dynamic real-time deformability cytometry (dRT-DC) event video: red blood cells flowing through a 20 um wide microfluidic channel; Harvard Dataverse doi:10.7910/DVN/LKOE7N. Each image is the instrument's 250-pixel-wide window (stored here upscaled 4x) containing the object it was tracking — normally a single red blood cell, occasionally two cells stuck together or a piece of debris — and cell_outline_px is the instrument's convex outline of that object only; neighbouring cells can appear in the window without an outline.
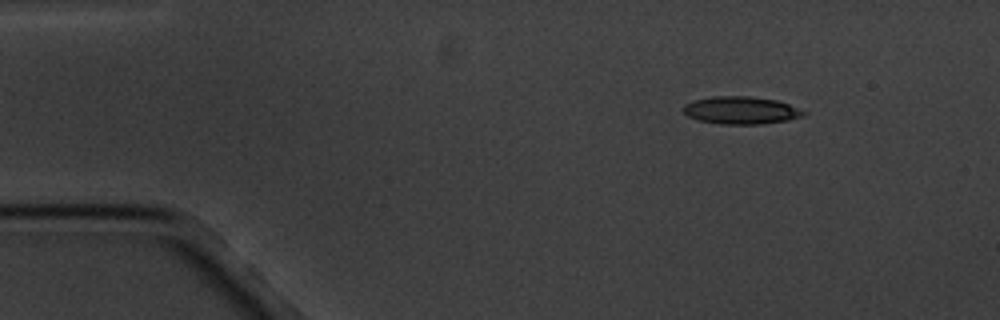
{"species": "common noctule bat (a hibernating species)", "species_latin": "Nyctalus noctula", "temperature_condition": "cold", "stored_images_in_passage": 3, "camera_frame_rate_fps": 3000, "um_per_image_px": 0.085, "animal": {"sex": "male", "body_mass_g": 20.1, "forearm_length_mm": 53.5}, "frame": {"image": 1, "passage_image": 1, "time_ms": 0.0, "image_size_px": [1000, 320], "cell_outline_px": [[808, 112], [804, 116], [788, 120], [764, 124], [720, 124], [700, 120], [688, 116], [684, 112], [684, 104], [692, 100], [712, 96], [748, 96], [776, 100], [788, 104]], "centroid_in_image_um": [63.0, 9.37], "position_along_channel_um": 22.0, "area_um2": 19.36}}